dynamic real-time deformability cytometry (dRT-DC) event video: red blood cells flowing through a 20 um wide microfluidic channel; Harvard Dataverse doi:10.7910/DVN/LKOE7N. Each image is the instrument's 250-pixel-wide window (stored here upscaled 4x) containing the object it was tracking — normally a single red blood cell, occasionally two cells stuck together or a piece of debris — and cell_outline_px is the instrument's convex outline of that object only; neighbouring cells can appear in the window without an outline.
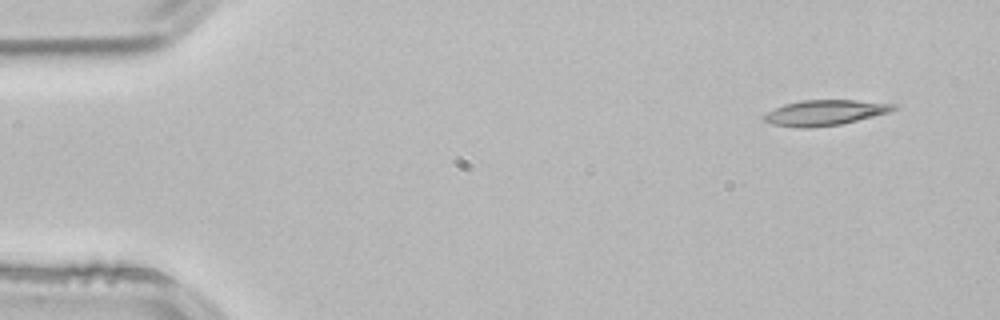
{"species": "common noctule bat (a hibernating species)", "species_latin": "Nyctalus noctula", "temperature_condition": "room temperature", "stored_images_in_passage": 3, "camera_frame_rate_fps": 3000, "um_per_image_px": 0.085, "animal": {"sex": "male", "body_mass_g": 21.5, "forearm_length_mm": 52.0}, "frame": {"image": 1, "passage_image": 1, "time_ms": 0.0, "image_size_px": [1000, 320], "cell_outline_px": [[900, 108], [892, 112], [840, 124], [808, 128], [800, 128], [772, 124], [764, 120], [764, 116], [768, 112], [784, 104], [800, 100], [856, 100], [896, 104]], "centroid_in_image_um": [70.18, 9.57], "position_along_channel_um": 14.8, "area_um2": 19.19}}